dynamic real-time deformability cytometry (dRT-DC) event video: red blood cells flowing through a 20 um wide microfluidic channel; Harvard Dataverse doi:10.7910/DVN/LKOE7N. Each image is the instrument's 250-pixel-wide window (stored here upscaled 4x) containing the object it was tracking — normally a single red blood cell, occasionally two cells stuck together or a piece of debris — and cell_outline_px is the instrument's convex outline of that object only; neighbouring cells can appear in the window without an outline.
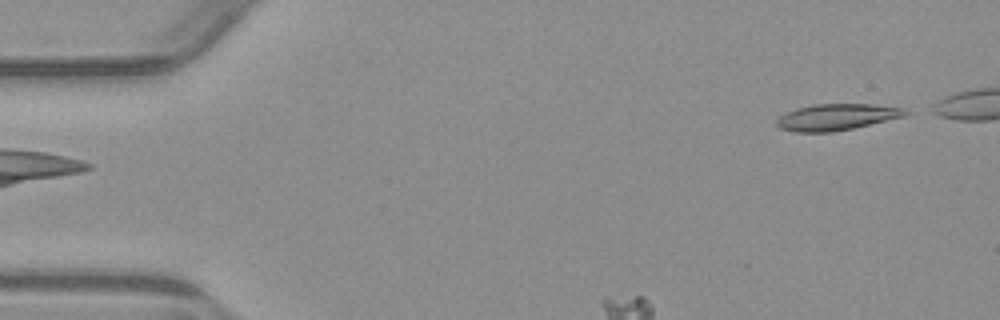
{"species": "common noctule bat (a hibernating species)", "species_latin": "Nyctalus noctula", "temperature_condition": "warm", "stored_images_in_passage": 5, "camera_frame_rate_fps": 3000, "um_per_image_px": 0.085, "animal": {"sex": "male", "body_mass_g": 23.1, "forearm_length_mm": 52.7}, "frame": {"image": 1, "passage_image": 5, "time_ms": 4.667, "image_size_px": [1000, 320], "cell_outline_px": [[912, 112], [904, 116], [852, 128], [832, 132], [796, 132], [780, 128], [776, 124], [776, 120], [780, 116], [796, 108], [812, 104], [872, 104], [904, 108]], "centroid_in_image_um": [71.11, 9.94], "position_along_channel_um": 13.9, "area_um2": 19.65}}